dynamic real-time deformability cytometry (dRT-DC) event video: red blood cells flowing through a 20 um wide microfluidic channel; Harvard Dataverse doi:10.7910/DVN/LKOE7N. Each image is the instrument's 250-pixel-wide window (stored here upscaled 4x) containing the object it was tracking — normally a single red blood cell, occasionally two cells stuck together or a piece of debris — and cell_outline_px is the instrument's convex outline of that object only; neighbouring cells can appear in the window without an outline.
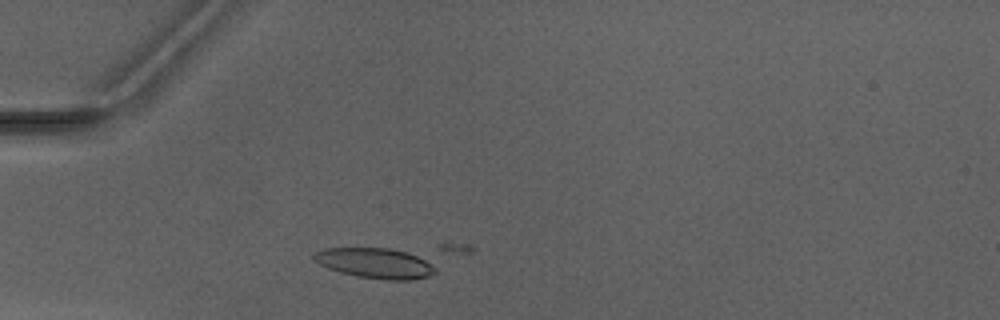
{"species": "Egyptian fruit bat (a non-hibernating species)", "species_latin": "Rousettus aegyptiacus", "temperature_condition": "warm", "stored_images_in_passage": 4, "camera_frame_rate_fps": 3000, "um_per_image_px": 0.085, "animal": {"sex": "male"}, "frame": {"image": 1, "passage_image": 3, "time_ms": 2.333, "image_size_px": [1000, 320], "cell_outline_px": [[436, 272], [428, 276], [408, 280], [388, 280], [356, 276], [340, 272], [328, 268], [312, 260], [312, 256], [316, 252], [324, 248], [388, 248], [404, 252], [416, 256], [424, 260], [436, 268]], "centroid_in_image_um": [31.83, 22.37], "position_along_channel_um": 53.2, "area_um2": 21.15}}